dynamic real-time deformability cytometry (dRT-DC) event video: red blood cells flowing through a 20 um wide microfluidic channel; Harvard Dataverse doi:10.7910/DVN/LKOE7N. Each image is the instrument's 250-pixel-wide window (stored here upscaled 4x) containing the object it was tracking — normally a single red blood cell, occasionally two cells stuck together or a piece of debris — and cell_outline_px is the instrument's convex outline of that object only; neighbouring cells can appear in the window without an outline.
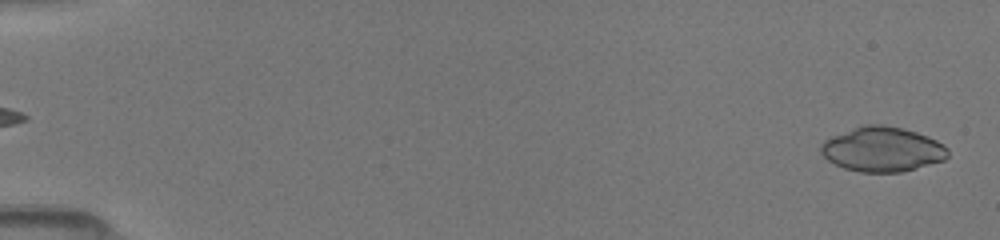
{"species": "common noctule bat (a hibernating species)", "species_latin": "Nyctalus noctula", "temperature_condition": "room temperature", "stored_images_in_passage": 6, "segment_of_instrument_passage": [2, 2], "camera_frame_rate_fps": 3000, "um_per_image_px": 0.085, "animal": {"sex": "female", "body_mass_g": 19.5, "forearm_length_mm": 54.1}, "frame": {"image": 1, "passage_image": 6, "time_ms": 6.0, "image_size_px": [1000, 240], "cell_outline_px": [[948, 156], [944, 160], [900, 172], [860, 172], [844, 168], [828, 160], [824, 156], [820, 148], [820, 144], [824, 140], [832, 136], [864, 124], [880, 124], [904, 128], [928, 136], [944, 144], [948, 148]], "centroid_in_image_um": [75.01, 12.68], "position_along_channel_um": 10.0, "area_um2": 33.0}}